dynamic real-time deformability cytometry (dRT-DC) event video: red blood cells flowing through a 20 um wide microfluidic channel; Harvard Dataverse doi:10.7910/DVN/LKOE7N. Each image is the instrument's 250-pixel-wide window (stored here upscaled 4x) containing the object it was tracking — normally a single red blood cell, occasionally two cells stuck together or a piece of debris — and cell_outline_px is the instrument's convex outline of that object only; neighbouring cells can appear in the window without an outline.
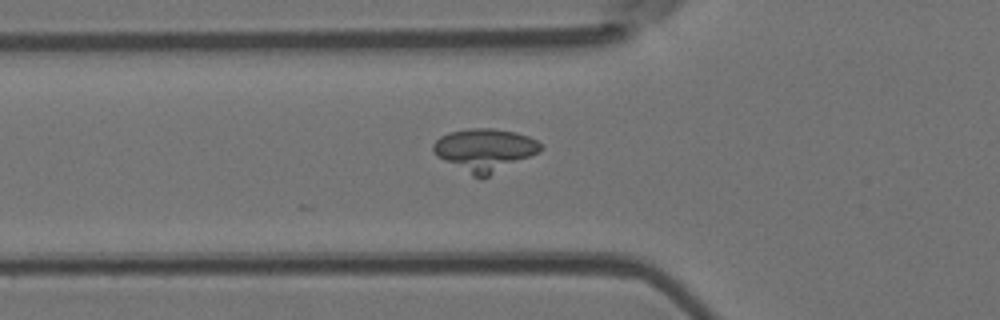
{"species": "Egyptian fruit bat (a non-hibernating species)", "species_latin": "Rousettus aegyptiacus", "temperature_condition": "room temperature", "stored_images_in_passage": 20, "camera_frame_rate_fps": 3000, "um_per_image_px": 0.085, "animal": {"sex": "female"}, "frame": {"image": 1, "passage_image": 10, "time_ms": 3.0, "image_size_px": [1000, 320], "cell_outline_px": [[544, 148], [540, 152], [484, 180], [480, 180], [472, 176], [436, 156], [432, 152], [432, 144], [440, 136], [448, 132], [468, 128], [492, 128], [516, 132], [528, 136], [536, 140]], "centroid_in_image_um": [41.2, 12.77], "position_along_channel_um": 84.6, "area_um2": 27.34}}
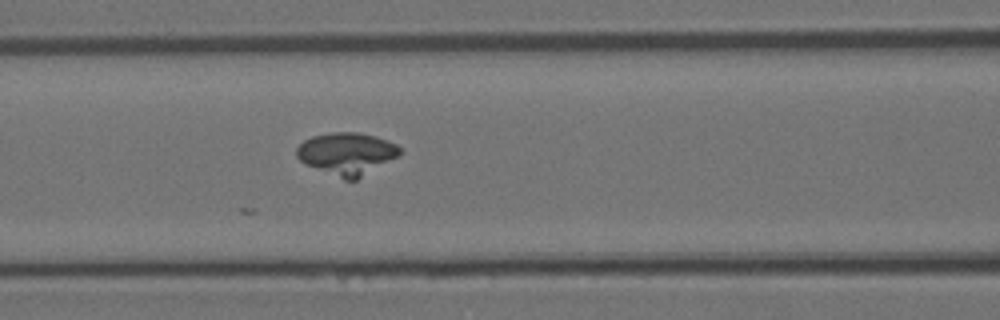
{"frame": {"image": 2, "passage_image": 14, "time_ms": 4.333, "image_size_px": [1000, 320], "cell_outline_px": [[404, 152], [400, 156], [356, 180], [344, 180], [304, 164], [296, 156], [296, 148], [304, 140], [312, 136], [332, 132], [360, 132], [376, 136], [396, 144]], "centroid_in_image_um": [29.5, 13.06], "position_along_channel_um": 137.1, "area_um2": 25.78}}
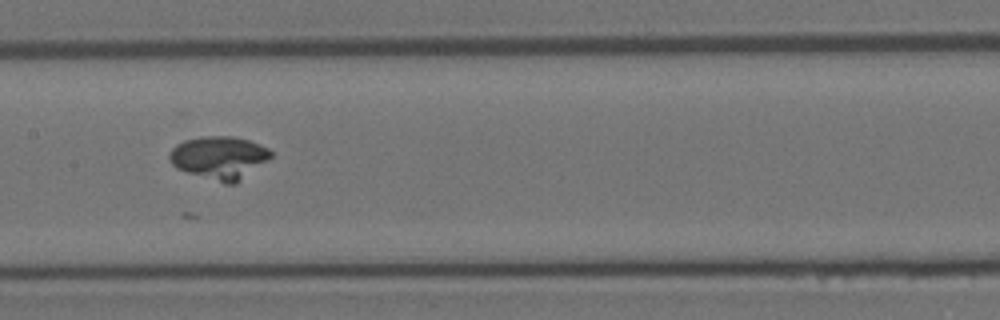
{"frame": {"image": 3, "passage_image": 18, "time_ms": 5.667, "image_size_px": [1000, 320], "cell_outline_px": [[272, 156], [268, 160], [236, 184], [224, 184], [176, 168], [172, 164], [168, 156], [172, 148], [176, 144], [184, 140], [200, 136], [232, 136], [248, 140], [260, 144], [268, 148], [272, 152]], "centroid_in_image_um": [18.65, 13.4], "position_along_channel_um": 188.8, "area_um2": 25.49}}